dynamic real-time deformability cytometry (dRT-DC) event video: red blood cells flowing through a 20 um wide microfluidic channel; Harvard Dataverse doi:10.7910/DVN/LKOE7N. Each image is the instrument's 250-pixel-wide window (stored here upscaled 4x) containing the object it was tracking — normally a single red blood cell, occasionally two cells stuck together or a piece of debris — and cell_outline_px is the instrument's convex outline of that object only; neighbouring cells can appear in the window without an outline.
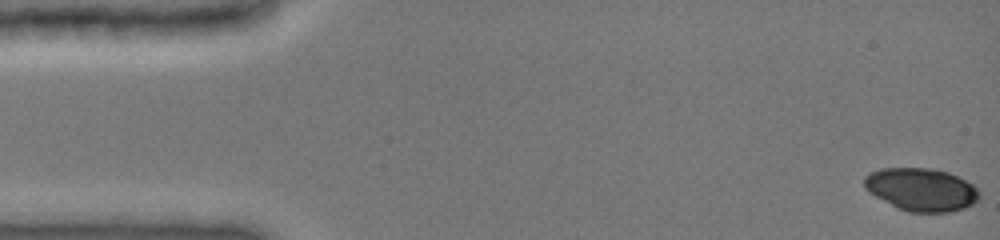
{"species": "common noctule bat (a hibernating species)", "species_latin": "Nyctalus noctula", "temperature_condition": "cold", "stored_images_in_passage": 9, "camera_frame_rate_fps": 3000, "um_per_image_px": 0.085, "animal": {"sex": "female", "body_mass_g": 19.0, "forearm_length_mm": 51.5}, "frame": {"image": 1, "passage_image": 1, "time_ms": 0.0, "image_size_px": [1000, 240], "cell_outline_px": [[980, 196], [972, 204], [964, 208], [948, 212], [908, 212], [896, 208], [868, 192], [864, 188], [864, 176], [880, 168], [932, 168], [948, 172], [972, 184], [980, 192]], "centroid_in_image_um": [78.28, 16.11], "position_along_channel_um": 6.7, "area_um2": 28.78}}
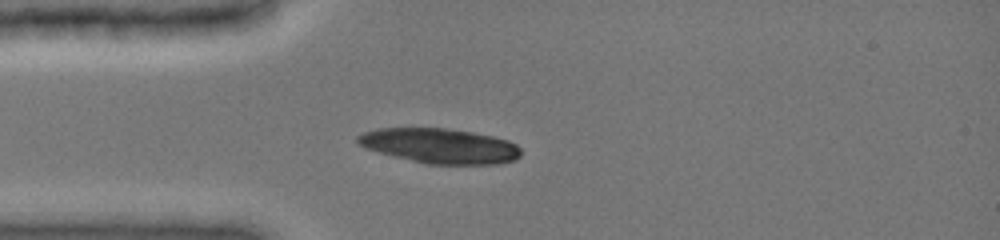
{"frame": {"image": 2, "passage_image": 9, "time_ms": 4.0, "image_size_px": [1000, 240], "cell_outline_px": [[520, 156], [516, 160], [500, 164], [424, 164], [392, 156], [356, 144], [356, 136], [364, 132], [376, 128], [444, 128], [472, 132], [492, 136], [508, 140], [516, 144], [520, 148]], "centroid_in_image_um": [37.38, 12.4], "position_along_channel_um": 47.6, "area_um2": 33.41}}